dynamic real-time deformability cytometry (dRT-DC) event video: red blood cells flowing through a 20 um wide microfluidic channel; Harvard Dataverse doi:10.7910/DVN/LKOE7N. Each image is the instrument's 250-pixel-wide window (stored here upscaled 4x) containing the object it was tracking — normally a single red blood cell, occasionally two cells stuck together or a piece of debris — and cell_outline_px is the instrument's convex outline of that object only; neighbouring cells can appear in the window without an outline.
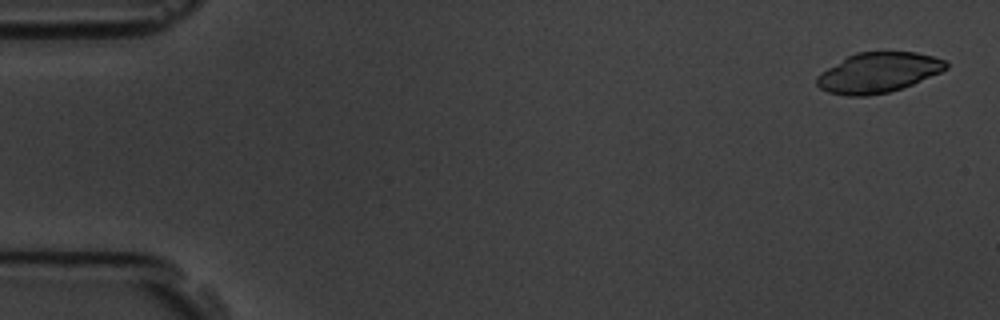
{"species": "common noctule bat (a hibernating species)", "species_latin": "Nyctalus noctula", "temperature_condition": "room temperature", "stored_images_in_passage": 5, "camera_frame_rate_fps": 3000, "um_per_image_px": 0.085, "animal": {"sex": "male", "body_mass_g": 19.5, "forearm_length_mm": 54.6}, "frame": {"image": 1, "passage_image": 1, "time_ms": 0.0, "image_size_px": [1000, 320], "cell_outline_px": [[948, 68], [940, 72], [912, 84], [888, 92], [868, 96], [848, 96], [828, 92], [820, 88], [816, 84], [816, 76], [828, 68], [848, 56], [856, 52], [916, 52], [932, 56], [944, 60], [948, 64]], "centroid_in_image_um": [74.63, 6.17], "position_along_channel_um": 10.4, "area_um2": 29.88}}